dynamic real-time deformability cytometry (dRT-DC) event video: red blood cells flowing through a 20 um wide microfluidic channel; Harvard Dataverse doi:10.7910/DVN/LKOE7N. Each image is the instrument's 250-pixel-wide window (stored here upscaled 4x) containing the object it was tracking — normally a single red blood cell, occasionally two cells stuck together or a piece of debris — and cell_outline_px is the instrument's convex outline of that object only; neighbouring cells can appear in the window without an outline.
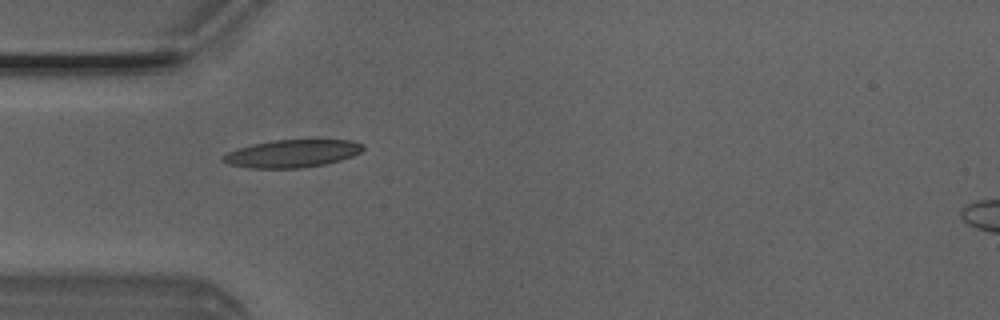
{"species": "Egyptian fruit bat (a non-hibernating species)", "species_latin": "Rousettus aegyptiacus", "temperature_condition": "room temperature", "stored_images_in_passage": 5, "camera_frame_rate_fps": 3000, "um_per_image_px": 0.085, "animal": {"sex": "male"}, "frame": {"image": 1, "passage_image": 4, "time_ms": 1.0, "image_size_px": [1000, 320], "cell_outline_px": [[364, 148], [360, 152], [352, 156], [340, 160], [324, 164], [300, 168], [252, 168], [228, 164], [220, 160], [220, 156], [228, 152], [252, 144], [272, 140], [316, 136], [352, 140], [364, 144]], "centroid_in_image_um": [24.9, 12.99], "position_along_channel_um": 60.1, "area_um2": 23.7}}